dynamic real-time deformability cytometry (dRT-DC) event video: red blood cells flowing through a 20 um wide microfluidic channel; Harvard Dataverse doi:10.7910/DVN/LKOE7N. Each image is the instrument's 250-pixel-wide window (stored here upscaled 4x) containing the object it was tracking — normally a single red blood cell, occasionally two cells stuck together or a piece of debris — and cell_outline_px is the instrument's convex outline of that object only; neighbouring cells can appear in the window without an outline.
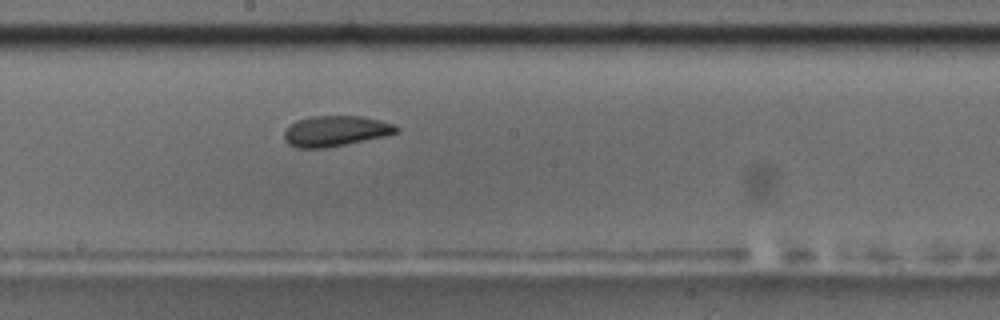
{"species": "common noctule bat (a hibernating species)", "species_latin": "Nyctalus noctula", "temperature_condition": "room temperature", "stored_images_in_passage": 52, "camera_frame_rate_fps": 3000, "um_per_image_px": 0.085, "animal": {"sex": "male", "body_mass_g": 17.5, "forearm_length_mm": 52.3}, "frame": {"image": 1, "passage_image": 30, "time_ms": 9.667, "image_size_px": [1000, 320], "cell_outline_px": [[400, 128], [396, 132], [384, 136], [324, 148], [296, 148], [288, 144], [284, 140], [284, 132], [296, 120], [308, 116], [360, 116], [380, 120], [396, 124]], "centroid_in_image_um": [28.5, 11.13], "position_along_channel_um": 219.7, "area_um2": 19.88}}